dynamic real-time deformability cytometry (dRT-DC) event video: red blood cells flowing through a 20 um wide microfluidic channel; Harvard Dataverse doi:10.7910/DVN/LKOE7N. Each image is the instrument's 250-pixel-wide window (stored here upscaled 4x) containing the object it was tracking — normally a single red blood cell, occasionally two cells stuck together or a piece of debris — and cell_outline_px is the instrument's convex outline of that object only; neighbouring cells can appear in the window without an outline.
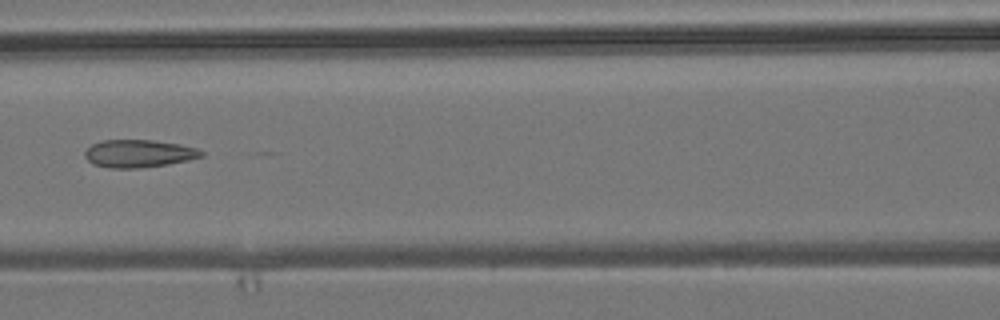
{"species": "common noctule bat (a hibernating species)", "species_latin": "Nyctalus noctula", "temperature_condition": "room temperature", "stored_images_in_passage": 6, "camera_frame_rate_fps": 3000, "um_per_image_px": 0.085, "animal": {"sex": "male", "body_mass_g": 19.2, "forearm_length_mm": 51.8}, "frame": {"image": 1, "passage_image": 5, "time_ms": 4.667, "image_size_px": [1000, 320], "cell_outline_px": [[204, 156], [188, 160], [168, 164], [140, 168], [108, 168], [92, 164], [84, 156], [84, 152], [92, 144], [104, 140], [152, 140], [180, 144], [196, 148], [204, 152]], "centroid_in_image_um": [11.79, 13.05], "position_along_channel_um": 154.8, "area_um2": 18.84}}
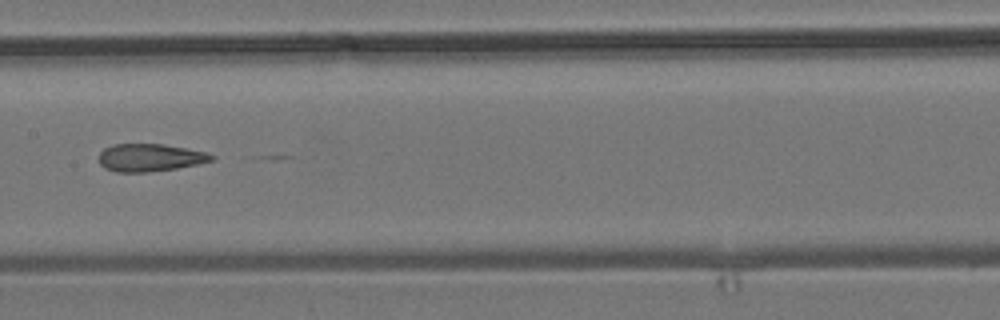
{"frame": {"image": 2, "passage_image": 6, "time_ms": 5.667, "image_size_px": [1000, 320], "cell_outline_px": [[216, 160], [176, 168], [148, 172], [116, 172], [104, 168], [100, 164], [100, 152], [104, 148], [112, 144], [164, 144], [208, 152], [216, 156]], "centroid_in_image_um": [12.77, 13.39], "position_along_channel_um": 194.6, "area_um2": 18.26}}